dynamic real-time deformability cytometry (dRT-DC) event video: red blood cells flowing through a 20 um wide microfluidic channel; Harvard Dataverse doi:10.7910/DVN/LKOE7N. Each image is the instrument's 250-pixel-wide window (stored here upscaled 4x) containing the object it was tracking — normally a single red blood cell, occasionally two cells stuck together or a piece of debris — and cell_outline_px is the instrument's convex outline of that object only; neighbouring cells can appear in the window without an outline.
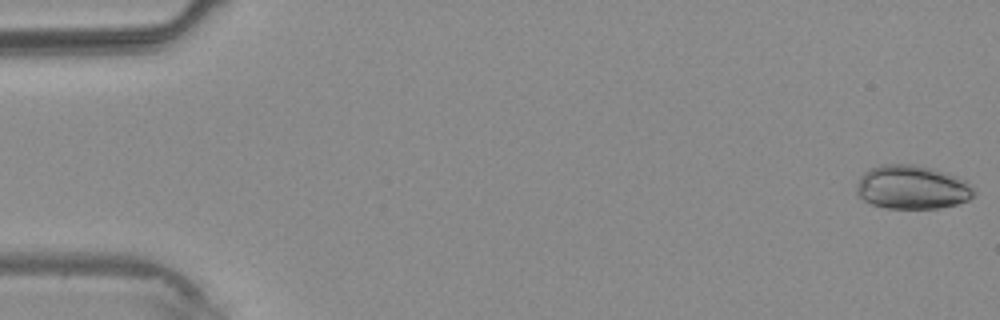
{"species": "common noctule bat (a hibernating species)", "species_latin": "Nyctalus noctula", "temperature_condition": "warm", "stored_images_in_passage": 5, "camera_frame_rate_fps": 3000, "um_per_image_px": 0.085, "animal": {"sex": "male", "body_mass_g": 20.4}, "frame": {"image": 1, "passage_image": 1, "time_ms": 0.0, "image_size_px": [1000, 320], "cell_outline_px": [[972, 196], [968, 200], [956, 204], [940, 208], [888, 208], [872, 204], [864, 200], [856, 192], [856, 188], [860, 176], [868, 168], [884, 164], [912, 164], [932, 168], [968, 180], [972, 188]], "centroid_in_image_um": [77.51, 15.9], "position_along_channel_um": 7.5, "area_um2": 29.88}}